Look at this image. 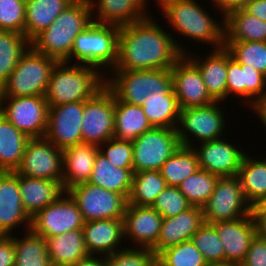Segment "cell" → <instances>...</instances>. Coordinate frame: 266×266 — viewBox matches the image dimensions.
Wrapping results in <instances>:
<instances>
[{
    "instance_id": "cell-57",
    "label": "cell",
    "mask_w": 266,
    "mask_h": 266,
    "mask_svg": "<svg viewBox=\"0 0 266 266\" xmlns=\"http://www.w3.org/2000/svg\"><path fill=\"white\" fill-rule=\"evenodd\" d=\"M74 2H87L91 3L92 0H73Z\"/></svg>"
},
{
    "instance_id": "cell-51",
    "label": "cell",
    "mask_w": 266,
    "mask_h": 266,
    "mask_svg": "<svg viewBox=\"0 0 266 266\" xmlns=\"http://www.w3.org/2000/svg\"><path fill=\"white\" fill-rule=\"evenodd\" d=\"M251 215L255 223L256 235L266 240V205L259 204L253 206Z\"/></svg>"
},
{
    "instance_id": "cell-58",
    "label": "cell",
    "mask_w": 266,
    "mask_h": 266,
    "mask_svg": "<svg viewBox=\"0 0 266 266\" xmlns=\"http://www.w3.org/2000/svg\"><path fill=\"white\" fill-rule=\"evenodd\" d=\"M51 266H74V265L61 264V265H51Z\"/></svg>"
},
{
    "instance_id": "cell-44",
    "label": "cell",
    "mask_w": 266,
    "mask_h": 266,
    "mask_svg": "<svg viewBox=\"0 0 266 266\" xmlns=\"http://www.w3.org/2000/svg\"><path fill=\"white\" fill-rule=\"evenodd\" d=\"M207 263L224 262L225 253L222 241L212 224L205 223L190 239Z\"/></svg>"
},
{
    "instance_id": "cell-6",
    "label": "cell",
    "mask_w": 266,
    "mask_h": 266,
    "mask_svg": "<svg viewBox=\"0 0 266 266\" xmlns=\"http://www.w3.org/2000/svg\"><path fill=\"white\" fill-rule=\"evenodd\" d=\"M110 73L105 77V85L119 101L129 104L142 106L149 94L173 89L171 68L112 70Z\"/></svg>"
},
{
    "instance_id": "cell-8",
    "label": "cell",
    "mask_w": 266,
    "mask_h": 266,
    "mask_svg": "<svg viewBox=\"0 0 266 266\" xmlns=\"http://www.w3.org/2000/svg\"><path fill=\"white\" fill-rule=\"evenodd\" d=\"M220 103L221 101H215L203 107L180 109L176 131L181 145L194 147L193 139L202 143L225 136L227 119L225 111L219 107Z\"/></svg>"
},
{
    "instance_id": "cell-19",
    "label": "cell",
    "mask_w": 266,
    "mask_h": 266,
    "mask_svg": "<svg viewBox=\"0 0 266 266\" xmlns=\"http://www.w3.org/2000/svg\"><path fill=\"white\" fill-rule=\"evenodd\" d=\"M163 217L151 206L127 205L123 216L124 239L131 247L152 249L158 241ZM133 241V242H132Z\"/></svg>"
},
{
    "instance_id": "cell-7",
    "label": "cell",
    "mask_w": 266,
    "mask_h": 266,
    "mask_svg": "<svg viewBox=\"0 0 266 266\" xmlns=\"http://www.w3.org/2000/svg\"><path fill=\"white\" fill-rule=\"evenodd\" d=\"M57 62L30 46L0 89V97L44 96Z\"/></svg>"
},
{
    "instance_id": "cell-50",
    "label": "cell",
    "mask_w": 266,
    "mask_h": 266,
    "mask_svg": "<svg viewBox=\"0 0 266 266\" xmlns=\"http://www.w3.org/2000/svg\"><path fill=\"white\" fill-rule=\"evenodd\" d=\"M15 245L13 235H0V266H14Z\"/></svg>"
},
{
    "instance_id": "cell-22",
    "label": "cell",
    "mask_w": 266,
    "mask_h": 266,
    "mask_svg": "<svg viewBox=\"0 0 266 266\" xmlns=\"http://www.w3.org/2000/svg\"><path fill=\"white\" fill-rule=\"evenodd\" d=\"M222 241L225 261L240 265L248 253L250 243L256 235L252 215L235 220L216 222L212 224Z\"/></svg>"
},
{
    "instance_id": "cell-16",
    "label": "cell",
    "mask_w": 266,
    "mask_h": 266,
    "mask_svg": "<svg viewBox=\"0 0 266 266\" xmlns=\"http://www.w3.org/2000/svg\"><path fill=\"white\" fill-rule=\"evenodd\" d=\"M171 76L180 109L203 107L215 102L206 89L199 69L186 55L171 67Z\"/></svg>"
},
{
    "instance_id": "cell-45",
    "label": "cell",
    "mask_w": 266,
    "mask_h": 266,
    "mask_svg": "<svg viewBox=\"0 0 266 266\" xmlns=\"http://www.w3.org/2000/svg\"><path fill=\"white\" fill-rule=\"evenodd\" d=\"M105 266H157V255L149 248L126 247L105 256Z\"/></svg>"
},
{
    "instance_id": "cell-27",
    "label": "cell",
    "mask_w": 266,
    "mask_h": 266,
    "mask_svg": "<svg viewBox=\"0 0 266 266\" xmlns=\"http://www.w3.org/2000/svg\"><path fill=\"white\" fill-rule=\"evenodd\" d=\"M98 152V146L91 143H79L62 149V187L65 192L75 185L89 181Z\"/></svg>"
},
{
    "instance_id": "cell-47",
    "label": "cell",
    "mask_w": 266,
    "mask_h": 266,
    "mask_svg": "<svg viewBox=\"0 0 266 266\" xmlns=\"http://www.w3.org/2000/svg\"><path fill=\"white\" fill-rule=\"evenodd\" d=\"M99 152L114 166L133 169V143L115 137L98 146ZM105 149V150H104Z\"/></svg>"
},
{
    "instance_id": "cell-37",
    "label": "cell",
    "mask_w": 266,
    "mask_h": 266,
    "mask_svg": "<svg viewBox=\"0 0 266 266\" xmlns=\"http://www.w3.org/2000/svg\"><path fill=\"white\" fill-rule=\"evenodd\" d=\"M24 232L25 234L21 238L13 236L14 266H51L46 239L31 229Z\"/></svg>"
},
{
    "instance_id": "cell-14",
    "label": "cell",
    "mask_w": 266,
    "mask_h": 266,
    "mask_svg": "<svg viewBox=\"0 0 266 266\" xmlns=\"http://www.w3.org/2000/svg\"><path fill=\"white\" fill-rule=\"evenodd\" d=\"M19 175L58 181L63 180V153L44 138H32L26 143L21 163L15 171Z\"/></svg>"
},
{
    "instance_id": "cell-13",
    "label": "cell",
    "mask_w": 266,
    "mask_h": 266,
    "mask_svg": "<svg viewBox=\"0 0 266 266\" xmlns=\"http://www.w3.org/2000/svg\"><path fill=\"white\" fill-rule=\"evenodd\" d=\"M82 143L99 146L114 137V94L104 85L83 101Z\"/></svg>"
},
{
    "instance_id": "cell-28",
    "label": "cell",
    "mask_w": 266,
    "mask_h": 266,
    "mask_svg": "<svg viewBox=\"0 0 266 266\" xmlns=\"http://www.w3.org/2000/svg\"><path fill=\"white\" fill-rule=\"evenodd\" d=\"M19 190L23 207L31 218L65 193L58 181L23 175H19Z\"/></svg>"
},
{
    "instance_id": "cell-53",
    "label": "cell",
    "mask_w": 266,
    "mask_h": 266,
    "mask_svg": "<svg viewBox=\"0 0 266 266\" xmlns=\"http://www.w3.org/2000/svg\"><path fill=\"white\" fill-rule=\"evenodd\" d=\"M244 9L266 22V0H249Z\"/></svg>"
},
{
    "instance_id": "cell-2",
    "label": "cell",
    "mask_w": 266,
    "mask_h": 266,
    "mask_svg": "<svg viewBox=\"0 0 266 266\" xmlns=\"http://www.w3.org/2000/svg\"><path fill=\"white\" fill-rule=\"evenodd\" d=\"M195 0H157L160 12L171 29L179 35L200 43L212 45L213 49L224 47V19L214 20L201 3ZM203 8V9H202Z\"/></svg>"
},
{
    "instance_id": "cell-23",
    "label": "cell",
    "mask_w": 266,
    "mask_h": 266,
    "mask_svg": "<svg viewBox=\"0 0 266 266\" xmlns=\"http://www.w3.org/2000/svg\"><path fill=\"white\" fill-rule=\"evenodd\" d=\"M82 230L89 255L106 256L125 248L121 246L124 240L123 219L88 221Z\"/></svg>"
},
{
    "instance_id": "cell-42",
    "label": "cell",
    "mask_w": 266,
    "mask_h": 266,
    "mask_svg": "<svg viewBox=\"0 0 266 266\" xmlns=\"http://www.w3.org/2000/svg\"><path fill=\"white\" fill-rule=\"evenodd\" d=\"M224 47L240 64H248L266 76V42L224 41Z\"/></svg>"
},
{
    "instance_id": "cell-25",
    "label": "cell",
    "mask_w": 266,
    "mask_h": 266,
    "mask_svg": "<svg viewBox=\"0 0 266 266\" xmlns=\"http://www.w3.org/2000/svg\"><path fill=\"white\" fill-rule=\"evenodd\" d=\"M148 1L92 0V18L93 21L99 24L115 25L118 27L126 26L151 15L148 14L149 10L146 9L147 5L150 4Z\"/></svg>"
},
{
    "instance_id": "cell-3",
    "label": "cell",
    "mask_w": 266,
    "mask_h": 266,
    "mask_svg": "<svg viewBox=\"0 0 266 266\" xmlns=\"http://www.w3.org/2000/svg\"><path fill=\"white\" fill-rule=\"evenodd\" d=\"M92 22L91 3L73 2L30 45L38 53L67 62L75 37Z\"/></svg>"
},
{
    "instance_id": "cell-46",
    "label": "cell",
    "mask_w": 266,
    "mask_h": 266,
    "mask_svg": "<svg viewBox=\"0 0 266 266\" xmlns=\"http://www.w3.org/2000/svg\"><path fill=\"white\" fill-rule=\"evenodd\" d=\"M26 0H0V30L24 34Z\"/></svg>"
},
{
    "instance_id": "cell-10",
    "label": "cell",
    "mask_w": 266,
    "mask_h": 266,
    "mask_svg": "<svg viewBox=\"0 0 266 266\" xmlns=\"http://www.w3.org/2000/svg\"><path fill=\"white\" fill-rule=\"evenodd\" d=\"M76 202L85 222L104 219H123L128 199L89 182L66 191Z\"/></svg>"
},
{
    "instance_id": "cell-30",
    "label": "cell",
    "mask_w": 266,
    "mask_h": 266,
    "mask_svg": "<svg viewBox=\"0 0 266 266\" xmlns=\"http://www.w3.org/2000/svg\"><path fill=\"white\" fill-rule=\"evenodd\" d=\"M224 41L266 42V22L244 8L233 10L224 17Z\"/></svg>"
},
{
    "instance_id": "cell-49",
    "label": "cell",
    "mask_w": 266,
    "mask_h": 266,
    "mask_svg": "<svg viewBox=\"0 0 266 266\" xmlns=\"http://www.w3.org/2000/svg\"><path fill=\"white\" fill-rule=\"evenodd\" d=\"M239 266H266V240L255 235L245 259Z\"/></svg>"
},
{
    "instance_id": "cell-56",
    "label": "cell",
    "mask_w": 266,
    "mask_h": 266,
    "mask_svg": "<svg viewBox=\"0 0 266 266\" xmlns=\"http://www.w3.org/2000/svg\"><path fill=\"white\" fill-rule=\"evenodd\" d=\"M206 266H238V265L224 261V262L207 263Z\"/></svg>"
},
{
    "instance_id": "cell-35",
    "label": "cell",
    "mask_w": 266,
    "mask_h": 266,
    "mask_svg": "<svg viewBox=\"0 0 266 266\" xmlns=\"http://www.w3.org/2000/svg\"><path fill=\"white\" fill-rule=\"evenodd\" d=\"M133 169L118 168L112 165L100 152L95 158L89 183L108 191L120 193L127 199L133 181Z\"/></svg>"
},
{
    "instance_id": "cell-11",
    "label": "cell",
    "mask_w": 266,
    "mask_h": 266,
    "mask_svg": "<svg viewBox=\"0 0 266 266\" xmlns=\"http://www.w3.org/2000/svg\"><path fill=\"white\" fill-rule=\"evenodd\" d=\"M48 112L45 96L0 97V113L29 139L45 137Z\"/></svg>"
},
{
    "instance_id": "cell-32",
    "label": "cell",
    "mask_w": 266,
    "mask_h": 266,
    "mask_svg": "<svg viewBox=\"0 0 266 266\" xmlns=\"http://www.w3.org/2000/svg\"><path fill=\"white\" fill-rule=\"evenodd\" d=\"M141 107L153 127L176 129L180 107L173 89L149 94Z\"/></svg>"
},
{
    "instance_id": "cell-34",
    "label": "cell",
    "mask_w": 266,
    "mask_h": 266,
    "mask_svg": "<svg viewBox=\"0 0 266 266\" xmlns=\"http://www.w3.org/2000/svg\"><path fill=\"white\" fill-rule=\"evenodd\" d=\"M237 176L251 207L266 202V158L256 160L246 153Z\"/></svg>"
},
{
    "instance_id": "cell-31",
    "label": "cell",
    "mask_w": 266,
    "mask_h": 266,
    "mask_svg": "<svg viewBox=\"0 0 266 266\" xmlns=\"http://www.w3.org/2000/svg\"><path fill=\"white\" fill-rule=\"evenodd\" d=\"M142 107L119 101L114 96V137L134 141L144 132L152 129Z\"/></svg>"
},
{
    "instance_id": "cell-12",
    "label": "cell",
    "mask_w": 266,
    "mask_h": 266,
    "mask_svg": "<svg viewBox=\"0 0 266 266\" xmlns=\"http://www.w3.org/2000/svg\"><path fill=\"white\" fill-rule=\"evenodd\" d=\"M205 223L235 220L251 214L237 175L219 177L214 192L202 207Z\"/></svg>"
},
{
    "instance_id": "cell-43",
    "label": "cell",
    "mask_w": 266,
    "mask_h": 266,
    "mask_svg": "<svg viewBox=\"0 0 266 266\" xmlns=\"http://www.w3.org/2000/svg\"><path fill=\"white\" fill-rule=\"evenodd\" d=\"M203 255L191 240L162 250L157 255V266H206Z\"/></svg>"
},
{
    "instance_id": "cell-55",
    "label": "cell",
    "mask_w": 266,
    "mask_h": 266,
    "mask_svg": "<svg viewBox=\"0 0 266 266\" xmlns=\"http://www.w3.org/2000/svg\"><path fill=\"white\" fill-rule=\"evenodd\" d=\"M250 110L255 111L263 127H266V93Z\"/></svg>"
},
{
    "instance_id": "cell-54",
    "label": "cell",
    "mask_w": 266,
    "mask_h": 266,
    "mask_svg": "<svg viewBox=\"0 0 266 266\" xmlns=\"http://www.w3.org/2000/svg\"><path fill=\"white\" fill-rule=\"evenodd\" d=\"M74 266H105V256L88 255L86 258L79 260Z\"/></svg>"
},
{
    "instance_id": "cell-20",
    "label": "cell",
    "mask_w": 266,
    "mask_h": 266,
    "mask_svg": "<svg viewBox=\"0 0 266 266\" xmlns=\"http://www.w3.org/2000/svg\"><path fill=\"white\" fill-rule=\"evenodd\" d=\"M21 224L30 229L31 217L22 204L19 174L0 171V235H11Z\"/></svg>"
},
{
    "instance_id": "cell-26",
    "label": "cell",
    "mask_w": 266,
    "mask_h": 266,
    "mask_svg": "<svg viewBox=\"0 0 266 266\" xmlns=\"http://www.w3.org/2000/svg\"><path fill=\"white\" fill-rule=\"evenodd\" d=\"M209 53L203 59L191 52L185 55L199 69L210 96L215 101L225 102L227 101V49L225 47L212 49Z\"/></svg>"
},
{
    "instance_id": "cell-41",
    "label": "cell",
    "mask_w": 266,
    "mask_h": 266,
    "mask_svg": "<svg viewBox=\"0 0 266 266\" xmlns=\"http://www.w3.org/2000/svg\"><path fill=\"white\" fill-rule=\"evenodd\" d=\"M218 179V175L199 168L184 180L178 186V189L186 197L191 206L202 208L214 192Z\"/></svg>"
},
{
    "instance_id": "cell-21",
    "label": "cell",
    "mask_w": 266,
    "mask_h": 266,
    "mask_svg": "<svg viewBox=\"0 0 266 266\" xmlns=\"http://www.w3.org/2000/svg\"><path fill=\"white\" fill-rule=\"evenodd\" d=\"M226 81L227 98L232 94V98L237 95L250 108L266 93V76L251 65L238 63L228 50Z\"/></svg>"
},
{
    "instance_id": "cell-48",
    "label": "cell",
    "mask_w": 266,
    "mask_h": 266,
    "mask_svg": "<svg viewBox=\"0 0 266 266\" xmlns=\"http://www.w3.org/2000/svg\"><path fill=\"white\" fill-rule=\"evenodd\" d=\"M163 218L175 217L191 207L178 187L168 186L156 198L151 206Z\"/></svg>"
},
{
    "instance_id": "cell-1",
    "label": "cell",
    "mask_w": 266,
    "mask_h": 266,
    "mask_svg": "<svg viewBox=\"0 0 266 266\" xmlns=\"http://www.w3.org/2000/svg\"><path fill=\"white\" fill-rule=\"evenodd\" d=\"M150 16L120 27L118 61L113 70L170 69L189 52Z\"/></svg>"
},
{
    "instance_id": "cell-4",
    "label": "cell",
    "mask_w": 266,
    "mask_h": 266,
    "mask_svg": "<svg viewBox=\"0 0 266 266\" xmlns=\"http://www.w3.org/2000/svg\"><path fill=\"white\" fill-rule=\"evenodd\" d=\"M105 85V76L96 68L65 61L54 66L46 89L49 106L86 101Z\"/></svg>"
},
{
    "instance_id": "cell-5",
    "label": "cell",
    "mask_w": 266,
    "mask_h": 266,
    "mask_svg": "<svg viewBox=\"0 0 266 266\" xmlns=\"http://www.w3.org/2000/svg\"><path fill=\"white\" fill-rule=\"evenodd\" d=\"M119 31L118 26L93 21L75 37L67 62L76 59L74 64L94 67L106 77L118 61Z\"/></svg>"
},
{
    "instance_id": "cell-24",
    "label": "cell",
    "mask_w": 266,
    "mask_h": 266,
    "mask_svg": "<svg viewBox=\"0 0 266 266\" xmlns=\"http://www.w3.org/2000/svg\"><path fill=\"white\" fill-rule=\"evenodd\" d=\"M205 224L201 207L191 206L175 217L163 218L157 244L152 248L158 255L162 250L190 240Z\"/></svg>"
},
{
    "instance_id": "cell-33",
    "label": "cell",
    "mask_w": 266,
    "mask_h": 266,
    "mask_svg": "<svg viewBox=\"0 0 266 266\" xmlns=\"http://www.w3.org/2000/svg\"><path fill=\"white\" fill-rule=\"evenodd\" d=\"M46 242L51 265H74L89 255L82 229L48 237Z\"/></svg>"
},
{
    "instance_id": "cell-15",
    "label": "cell",
    "mask_w": 266,
    "mask_h": 266,
    "mask_svg": "<svg viewBox=\"0 0 266 266\" xmlns=\"http://www.w3.org/2000/svg\"><path fill=\"white\" fill-rule=\"evenodd\" d=\"M84 223L76 202L65 192L31 218L30 229L46 239L71 230L82 229Z\"/></svg>"
},
{
    "instance_id": "cell-9",
    "label": "cell",
    "mask_w": 266,
    "mask_h": 266,
    "mask_svg": "<svg viewBox=\"0 0 266 266\" xmlns=\"http://www.w3.org/2000/svg\"><path fill=\"white\" fill-rule=\"evenodd\" d=\"M133 143V173L160 170L181 146L176 129L153 127Z\"/></svg>"
},
{
    "instance_id": "cell-18",
    "label": "cell",
    "mask_w": 266,
    "mask_h": 266,
    "mask_svg": "<svg viewBox=\"0 0 266 266\" xmlns=\"http://www.w3.org/2000/svg\"><path fill=\"white\" fill-rule=\"evenodd\" d=\"M228 141L222 137L199 145L196 143L197 147L193 148L198 155L199 168L219 177L237 175L246 152Z\"/></svg>"
},
{
    "instance_id": "cell-39",
    "label": "cell",
    "mask_w": 266,
    "mask_h": 266,
    "mask_svg": "<svg viewBox=\"0 0 266 266\" xmlns=\"http://www.w3.org/2000/svg\"><path fill=\"white\" fill-rule=\"evenodd\" d=\"M198 169V155L194 148L181 145L162 165L160 173L168 186L178 187Z\"/></svg>"
},
{
    "instance_id": "cell-38",
    "label": "cell",
    "mask_w": 266,
    "mask_h": 266,
    "mask_svg": "<svg viewBox=\"0 0 266 266\" xmlns=\"http://www.w3.org/2000/svg\"><path fill=\"white\" fill-rule=\"evenodd\" d=\"M168 187L160 170L140 171L133 174L128 204L152 206L161 192Z\"/></svg>"
},
{
    "instance_id": "cell-29",
    "label": "cell",
    "mask_w": 266,
    "mask_h": 266,
    "mask_svg": "<svg viewBox=\"0 0 266 266\" xmlns=\"http://www.w3.org/2000/svg\"><path fill=\"white\" fill-rule=\"evenodd\" d=\"M73 2V0H26L25 37L31 42Z\"/></svg>"
},
{
    "instance_id": "cell-36",
    "label": "cell",
    "mask_w": 266,
    "mask_h": 266,
    "mask_svg": "<svg viewBox=\"0 0 266 266\" xmlns=\"http://www.w3.org/2000/svg\"><path fill=\"white\" fill-rule=\"evenodd\" d=\"M28 140L22 131L0 113V171H16Z\"/></svg>"
},
{
    "instance_id": "cell-40",
    "label": "cell",
    "mask_w": 266,
    "mask_h": 266,
    "mask_svg": "<svg viewBox=\"0 0 266 266\" xmlns=\"http://www.w3.org/2000/svg\"><path fill=\"white\" fill-rule=\"evenodd\" d=\"M30 46L24 34L0 30V89Z\"/></svg>"
},
{
    "instance_id": "cell-52",
    "label": "cell",
    "mask_w": 266,
    "mask_h": 266,
    "mask_svg": "<svg viewBox=\"0 0 266 266\" xmlns=\"http://www.w3.org/2000/svg\"><path fill=\"white\" fill-rule=\"evenodd\" d=\"M211 4L218 8L220 16L224 17L231 11L236 9H243L249 0H210Z\"/></svg>"
},
{
    "instance_id": "cell-17",
    "label": "cell",
    "mask_w": 266,
    "mask_h": 266,
    "mask_svg": "<svg viewBox=\"0 0 266 266\" xmlns=\"http://www.w3.org/2000/svg\"><path fill=\"white\" fill-rule=\"evenodd\" d=\"M83 101L49 106L45 138L64 149L82 143Z\"/></svg>"
}]
</instances>
